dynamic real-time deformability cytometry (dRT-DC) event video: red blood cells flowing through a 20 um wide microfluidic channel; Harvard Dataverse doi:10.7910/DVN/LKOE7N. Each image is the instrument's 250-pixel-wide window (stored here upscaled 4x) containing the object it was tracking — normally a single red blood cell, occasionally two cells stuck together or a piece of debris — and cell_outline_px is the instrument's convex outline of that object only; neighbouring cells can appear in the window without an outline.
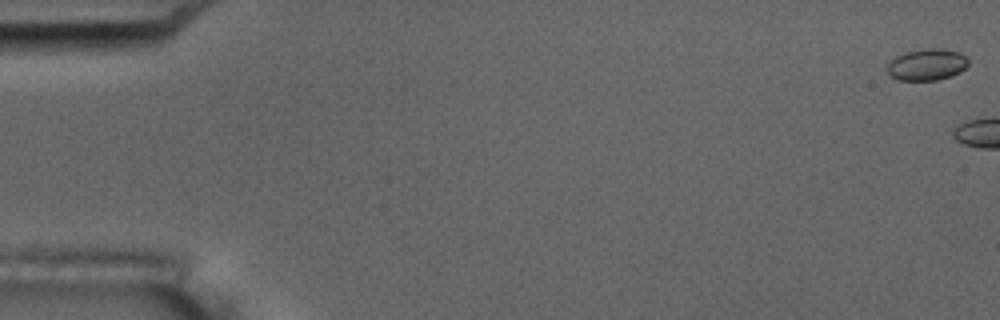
{"species": "common noctule bat (a hibernating species)", "species_latin": "Nyctalus noctula", "temperature_condition": "room temperature", "stored_images_in_passage": 4, "camera_frame_rate_fps": 3000, "um_per_image_px": 0.085, "animal": {"sex": "male", "body_mass_g": 17.5, "forearm_length_mm": 52.3}, "frame": {"image": 1, "passage_image": 1, "time_ms": 0.0, "image_size_px": [1000, 320], "cell_outline_px": [[968, 64], [960, 72], [952, 76], [936, 80], [900, 80], [892, 76], [888, 72], [888, 64], [896, 56], [904, 52], [928, 48], [940, 48], [960, 52], [968, 60]], "centroid_in_image_um": [78.81, 5.48], "position_along_channel_um": 6.2, "area_um2": 14.8}}